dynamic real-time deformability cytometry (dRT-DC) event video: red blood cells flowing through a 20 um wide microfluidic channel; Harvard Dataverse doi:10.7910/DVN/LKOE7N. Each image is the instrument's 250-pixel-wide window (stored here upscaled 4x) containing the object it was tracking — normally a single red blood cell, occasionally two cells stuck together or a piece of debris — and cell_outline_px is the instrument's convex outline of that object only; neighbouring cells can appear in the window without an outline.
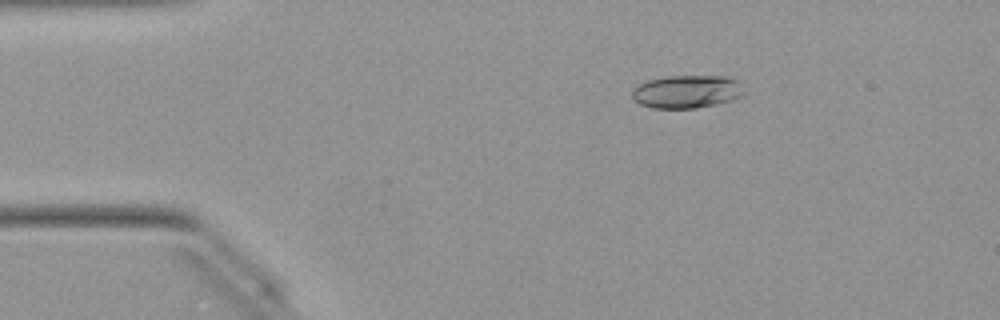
{"species": "Egyptian fruit bat (a non-hibernating species)", "species_latin": "Rousettus aegyptiacus", "temperature_condition": "warm", "stored_images_in_passage": 50, "camera_frame_rate_fps": 3000, "um_per_image_px": 0.085, "animal": {"sex": "female"}, "frame": {"image": 1, "passage_image": 8, "time_ms": 2.333, "image_size_px": [1000, 320], "cell_outline_px": [[744, 96], [732, 100], [716, 104], [696, 108], [652, 108], [640, 104], [632, 96], [632, 88], [636, 84], [648, 80], [664, 76], [724, 76], [740, 80], [744, 92]], "centroid_in_image_um": [58.39, 7.78], "position_along_channel_um": 26.6, "area_um2": 21.85}}
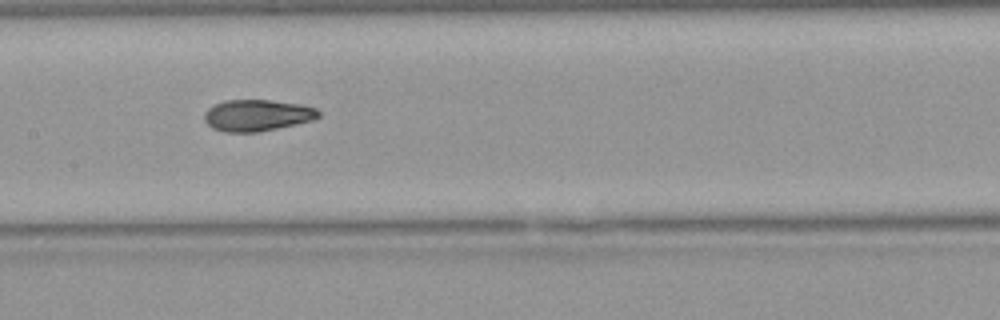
{"frame": {"image": 2, "passage_image": 24, "time_ms": 7.667, "image_size_px": [1000, 320], "cell_outline_px": [[320, 116], [312, 120], [296, 124], [256, 132], [224, 132], [212, 128], [204, 120], [204, 112], [208, 108], [224, 100], [272, 100], [300, 104], [316, 108], [320, 112]], "centroid_in_image_um": [21.84, 9.8], "position_along_channel_um": 185.6, "area_um2": 20.92}}
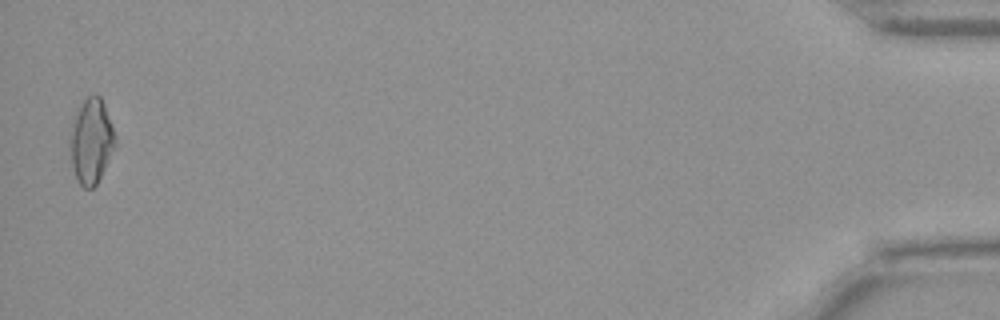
{"frame": {"image": 3, "passage_image": 49, "time_ms": 16.0, "image_size_px": [1000, 320], "cell_outline_px": [[116, 148], [96, 184], [92, 188], [84, 188], [76, 180], [72, 164], [68, 128], [76, 112], [84, 100], [88, 96], [96, 92], [100, 96], [104, 104], [116, 136]], "centroid_in_image_um": [7.75, 11.97], "position_along_channel_um": 427.5, "area_um2": 22.72}, "authors_computed_cell_mechanics": {"area_um2": 21.4149, "velocity_mm_per_s": 4.0628, "shape_relaxation_time_tau1_ms": null, "shape_relaxation_time_tau2_ms": 1.8989, "deformation_change_tau1": null, "deformation_change_tau2": 0.083}}